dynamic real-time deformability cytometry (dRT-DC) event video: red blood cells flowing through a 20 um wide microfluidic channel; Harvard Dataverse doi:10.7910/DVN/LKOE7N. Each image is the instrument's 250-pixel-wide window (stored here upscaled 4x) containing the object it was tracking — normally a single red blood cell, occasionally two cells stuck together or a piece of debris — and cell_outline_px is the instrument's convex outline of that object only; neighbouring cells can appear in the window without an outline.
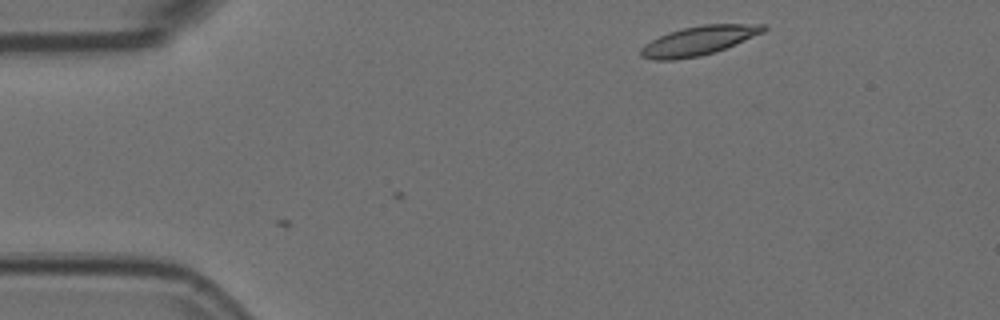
{"species": "Egyptian fruit bat (a non-hibernating species)", "species_latin": "Rousettus aegyptiacus", "temperature_condition": "room temperature", "stored_images_in_passage": 3, "camera_frame_rate_fps": 3000, "um_per_image_px": 0.085, "animal": {"sex": "female"}, "frame": {"image": 1, "passage_image": 3, "time_ms": 0.667, "image_size_px": [1000, 320], "cell_outline_px": [[768, 28], [764, 32], [716, 52], [700, 56], [676, 60], [652, 60], [640, 56], [640, 48], [644, 44], [668, 32], [684, 28], [704, 24], [764, 24]], "centroid_in_image_um": [59.37, 3.46], "position_along_channel_um": 25.6, "area_um2": 20.87}}